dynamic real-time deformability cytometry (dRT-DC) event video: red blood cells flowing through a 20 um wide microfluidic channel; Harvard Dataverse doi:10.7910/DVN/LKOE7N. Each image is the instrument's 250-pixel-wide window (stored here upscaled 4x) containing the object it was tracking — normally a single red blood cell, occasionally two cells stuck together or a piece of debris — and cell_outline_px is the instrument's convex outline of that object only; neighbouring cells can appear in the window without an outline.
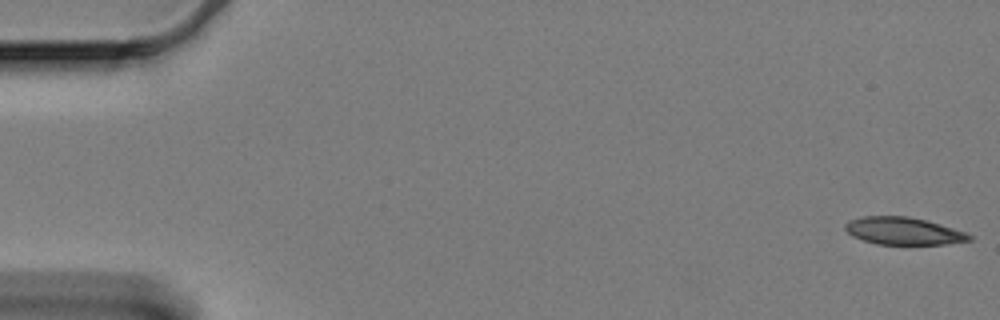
{"species": "Egyptian fruit bat (a non-hibernating species)", "species_latin": "Rousettus aegyptiacus", "temperature_condition": "cold", "stored_images_in_passage": 54, "camera_frame_rate_fps": 3000, "um_per_image_px": 0.085, "animal": {"sex": "female"}, "frame": {"image": 1, "passage_image": 1, "time_ms": 0.0, "image_size_px": [1000, 320], "cell_outline_px": [[972, 240], [944, 244], [876, 244], [852, 236], [844, 228], [844, 224], [848, 220], [864, 216], [908, 216], [940, 224], [964, 232], [972, 236]], "centroid_in_image_um": [76.75, 19.63], "position_along_channel_um": 8.3, "area_um2": 19.65}}
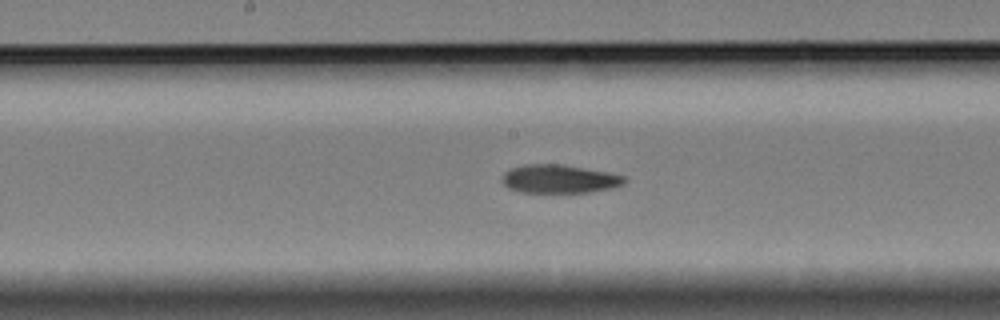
{"frame": {"image": 2, "passage_image": 31, "time_ms": 10.0, "image_size_px": [1000, 320], "cell_outline_px": [[628, 180], [624, 184], [612, 188], [588, 192], [520, 192], [508, 188], [500, 180], [504, 172], [512, 168], [524, 164], [560, 164], [608, 172], [624, 176]], "centroid_in_image_um": [47.53, 15.21], "position_along_channel_um": 200.7, "area_um2": 20.29}}
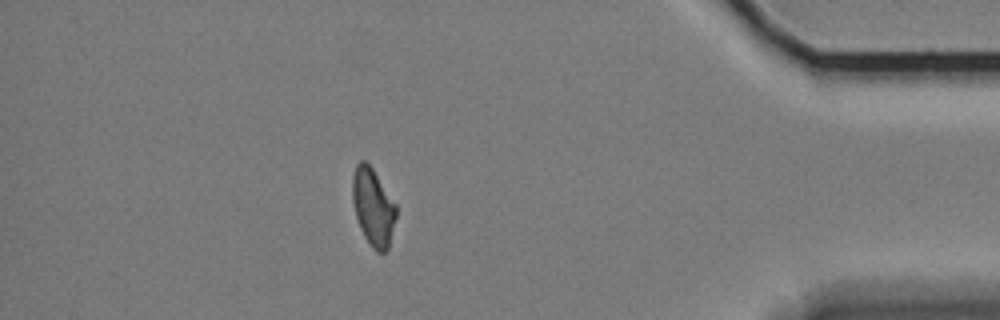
{"frame": {"image": 3, "passage_image": 53, "time_ms": 17.333, "image_size_px": [1000, 320], "cell_outline_px": [[396, 216], [388, 248], [384, 252], [376, 252], [372, 248], [364, 236], [360, 228], [356, 216], [352, 200], [352, 176], [356, 164], [360, 160], [364, 160], [372, 168], [396, 204]], "centroid_in_image_um": [31.7, 17.59], "position_along_channel_um": 403.5, "area_um2": 19.59}}